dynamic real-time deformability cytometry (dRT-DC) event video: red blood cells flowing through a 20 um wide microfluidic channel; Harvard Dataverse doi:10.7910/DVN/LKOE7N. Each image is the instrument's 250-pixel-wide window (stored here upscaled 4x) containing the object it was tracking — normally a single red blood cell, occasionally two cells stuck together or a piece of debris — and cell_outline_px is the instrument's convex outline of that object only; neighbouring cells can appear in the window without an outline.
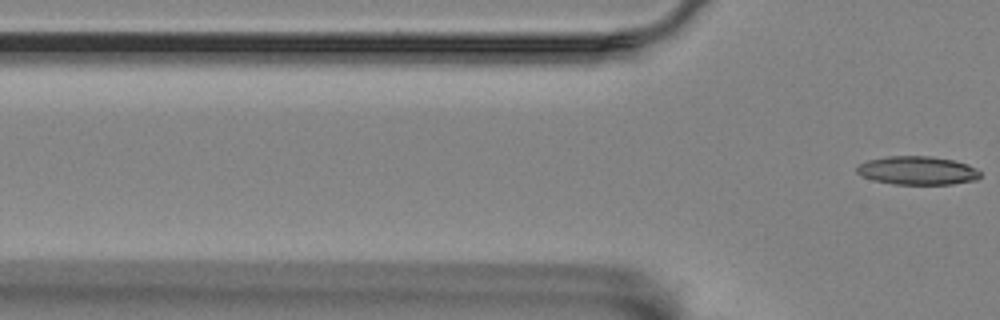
{"species": "Egyptian fruit bat (a non-hibernating species)", "species_latin": "Rousettus aegyptiacus", "temperature_condition": "room temperature", "stored_images_in_passage": 5, "camera_frame_rate_fps": 3000, "um_per_image_px": 0.085, "animal": {"sex": "female"}, "frame": {"image": 1, "passage_image": 5, "time_ms": 4.667, "image_size_px": [1000, 320], "cell_outline_px": [[980, 176], [976, 180], [952, 184], [892, 184], [872, 180], [856, 172], [856, 168], [860, 164], [868, 160], [888, 156], [932, 156], [952, 160], [968, 164], [976, 168], [980, 172]], "centroid_in_image_um": [77.99, 14.49], "position_along_channel_um": 47.8, "area_um2": 20.46}}